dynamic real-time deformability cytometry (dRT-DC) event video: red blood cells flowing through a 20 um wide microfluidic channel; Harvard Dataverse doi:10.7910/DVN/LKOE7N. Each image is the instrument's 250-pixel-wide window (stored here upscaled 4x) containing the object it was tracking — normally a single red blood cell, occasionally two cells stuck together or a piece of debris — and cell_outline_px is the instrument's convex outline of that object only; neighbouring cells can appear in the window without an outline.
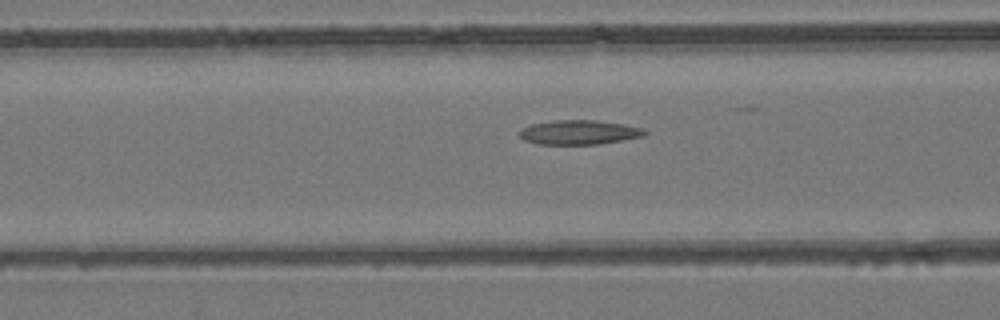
{"species": "common noctule bat (a hibernating species)", "species_latin": "Nyctalus noctula", "temperature_condition": "room temperature", "stored_images_in_passage": 54, "camera_frame_rate_fps": 3000, "um_per_image_px": 0.085, "animal": {"sex": "female", "body_mass_g": 24.6, "forearm_length_mm": 56.2}, "frame": {"image": 1, "passage_image": 22, "time_ms": 7.0, "image_size_px": [1000, 320], "cell_outline_px": [[648, 132], [644, 136], [600, 144], [536, 144], [524, 140], [516, 132], [520, 128], [532, 124], [552, 120], [596, 120], [624, 124], [644, 128]], "centroid_in_image_um": [49.2, 11.24], "position_along_channel_um": 117.4, "area_um2": 18.03}}
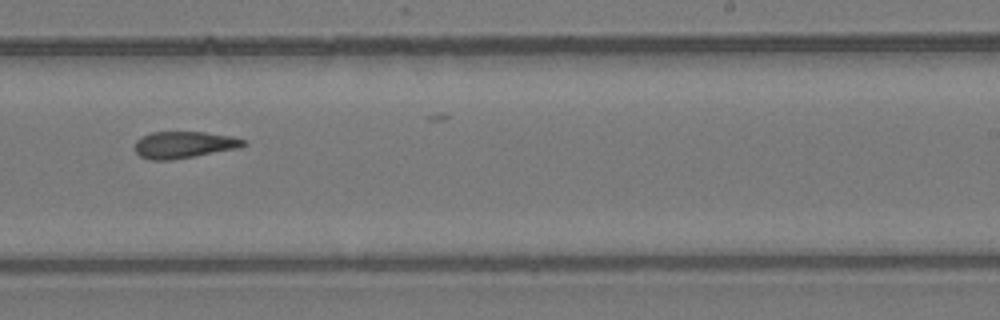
{"frame": {"image": 2, "passage_image": 34, "time_ms": 11.0, "image_size_px": [1000, 320], "cell_outline_px": [[248, 144], [240, 148], [196, 156], [172, 160], [152, 160], [140, 156], [136, 152], [136, 140], [152, 132], [204, 132], [232, 136], [248, 140]], "centroid_in_image_um": [15.71, 12.31], "position_along_channel_um": 273.3, "area_um2": 17.05}}
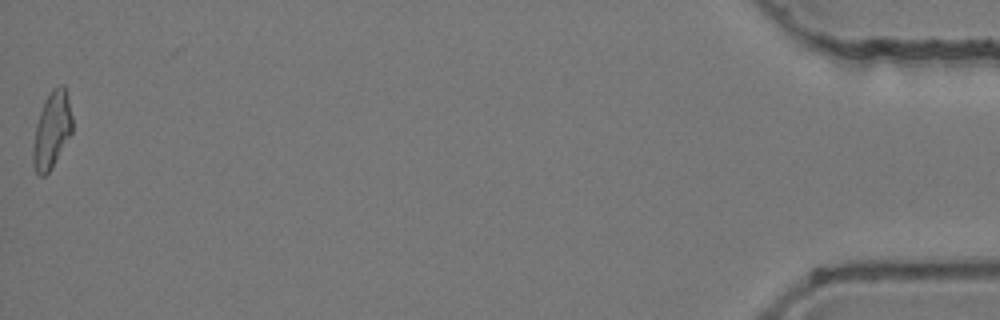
{"frame": {"image": 3, "passage_image": 54, "time_ms": 17.667, "image_size_px": [1000, 320], "cell_outline_px": [[72, 132], [52, 168], [44, 176], [40, 176], [36, 172], [32, 164], [32, 152], [36, 124], [44, 100], [52, 88], [60, 84], [64, 84], [68, 96], [72, 116]], "centroid_in_image_um": [4.4, 11.04], "position_along_channel_um": 430.8, "area_um2": 17.63}, "authors_computed_cell_mechanics": {"area_um2": 17.6001, "velocity_mm_per_s": 3.9005, "shape_relaxation_time_tau1_ms": null, "shape_relaxation_time_tau2_ms": 4.3651, "deformation_change_tau1": null, "deformation_change_tau2": 0.1285}}